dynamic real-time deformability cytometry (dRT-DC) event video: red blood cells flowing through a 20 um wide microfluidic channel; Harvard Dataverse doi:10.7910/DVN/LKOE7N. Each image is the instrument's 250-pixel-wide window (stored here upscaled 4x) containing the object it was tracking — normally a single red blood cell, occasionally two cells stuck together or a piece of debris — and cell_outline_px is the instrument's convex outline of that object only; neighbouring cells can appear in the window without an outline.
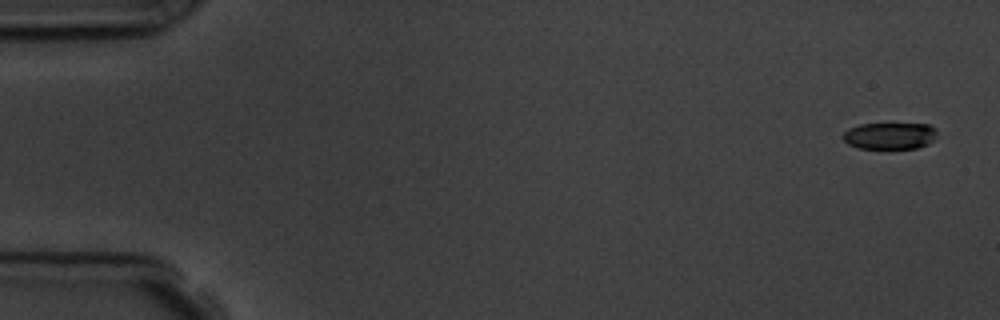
{"species": "common noctule bat (a hibernating species)", "species_latin": "Nyctalus noctula", "temperature_condition": "room temperature", "stored_images_in_passage": 6, "camera_frame_rate_fps": 3000, "um_per_image_px": 0.085, "animal": {"sex": "male", "body_mass_g": 19.5, "forearm_length_mm": 54.6}, "frame": {"image": 1, "passage_image": 1, "time_ms": 0.0, "image_size_px": [1000, 320], "cell_outline_px": [[936, 136], [928, 144], [916, 148], [860, 148], [848, 144], [840, 136], [848, 128], [860, 124], [928, 124], [936, 128]], "centroid_in_image_um": [75.61, 11.54], "position_along_channel_um": 9.4, "area_um2": 14.62}}
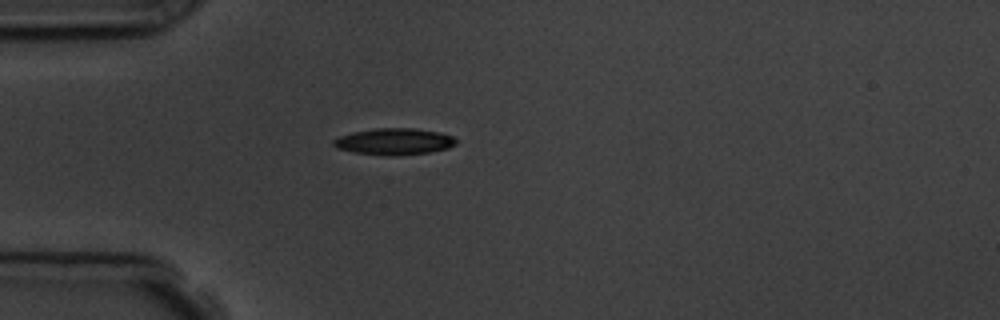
{"frame": {"image": 2, "passage_image": 5, "time_ms": 4.667, "image_size_px": [1000, 320], "cell_outline_px": [[456, 144], [448, 148], [428, 152], [392, 156], [352, 152], [336, 148], [332, 144], [332, 140], [340, 136], [352, 132], [376, 128], [416, 128], [440, 132], [452, 136], [456, 140]], "centroid_in_image_um": [33.48, 12.02], "position_along_channel_um": 51.5, "area_um2": 18.96}}